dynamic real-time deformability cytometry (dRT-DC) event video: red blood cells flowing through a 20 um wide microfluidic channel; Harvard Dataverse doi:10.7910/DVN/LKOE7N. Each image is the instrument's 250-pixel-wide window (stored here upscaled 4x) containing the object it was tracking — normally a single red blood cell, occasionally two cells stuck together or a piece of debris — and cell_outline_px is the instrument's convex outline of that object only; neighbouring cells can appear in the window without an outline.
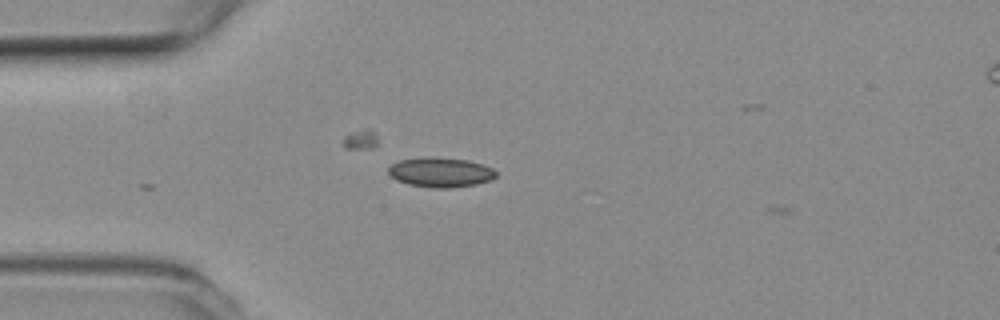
{"species": "common noctule bat (a hibernating species)", "species_latin": "Nyctalus noctula", "temperature_condition": "room temperature", "stored_images_in_passage": 3, "camera_frame_rate_fps": 3000, "um_per_image_px": 0.085, "animal": {"sex": "female", "body_mass_g": 19.3, "forearm_length_mm": 54.1}, "frame": {"image": 1, "passage_image": 1, "time_ms": 0.0, "image_size_px": [1000, 320], "cell_outline_px": [[496, 176], [492, 180], [476, 184], [448, 188], [432, 188], [408, 184], [396, 180], [388, 172], [388, 168], [392, 164], [400, 160], [424, 156], [436, 156], [468, 160], [484, 164], [492, 168], [496, 172]], "centroid_in_image_um": [37.45, 14.63], "position_along_channel_um": 47.5, "area_um2": 18.9}}